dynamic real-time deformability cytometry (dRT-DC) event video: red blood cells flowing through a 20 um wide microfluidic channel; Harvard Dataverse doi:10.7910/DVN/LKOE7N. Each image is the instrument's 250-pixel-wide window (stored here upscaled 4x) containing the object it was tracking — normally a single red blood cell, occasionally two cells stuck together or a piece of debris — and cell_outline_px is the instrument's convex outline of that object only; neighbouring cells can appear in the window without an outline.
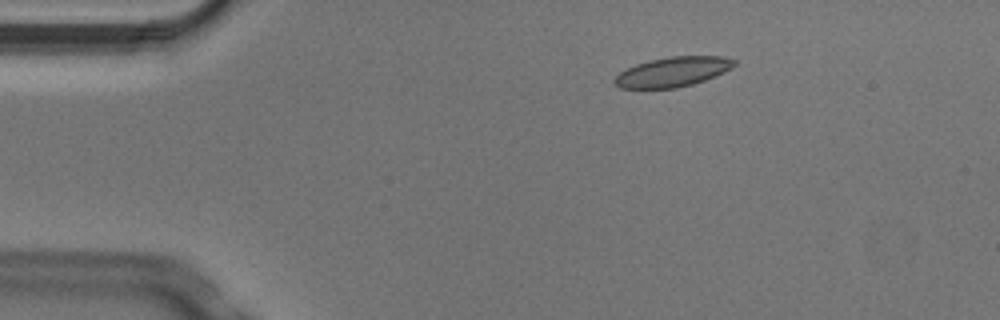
{"species": "Egyptian fruit bat (a non-hibernating species)", "species_latin": "Rousettus aegyptiacus", "temperature_condition": "cold", "stored_images_in_passage": 8, "camera_frame_rate_fps": 3000, "um_per_image_px": 0.085, "animal": {"sex": "male"}, "frame": {"image": 1, "passage_image": 3, "time_ms": 0.667, "image_size_px": [1000, 320], "cell_outline_px": [[736, 64], [732, 68], [724, 72], [704, 80], [692, 84], [676, 88], [620, 88], [612, 80], [620, 72], [636, 64], [648, 60], [668, 56], [724, 56], [736, 60]], "centroid_in_image_um": [57.2, 6.09], "position_along_channel_um": 27.8, "area_um2": 20.75}}
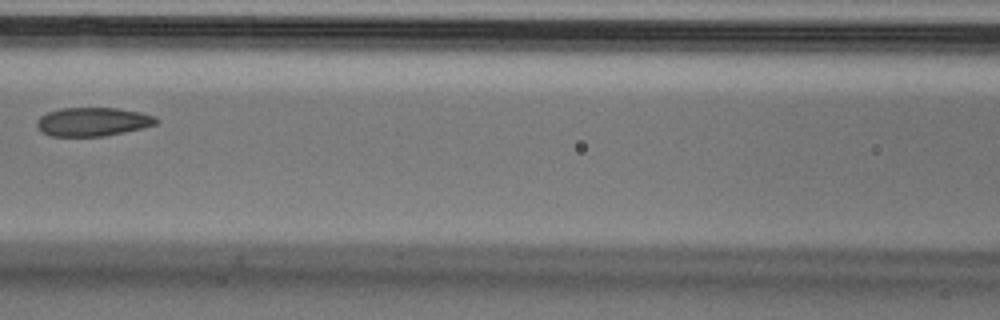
{"frame": {"image": 2, "passage_image": 7, "time_ms": 2.0, "image_size_px": [1000, 320], "cell_outline_px": [[160, 120], [156, 124], [144, 128], [104, 136], [52, 136], [40, 132], [36, 124], [36, 120], [40, 116], [48, 112], [60, 108], [116, 108], [140, 112], [156, 116]], "centroid_in_image_um": [7.89, 10.35], "position_along_channel_um": 158.7, "area_um2": 20.11}}
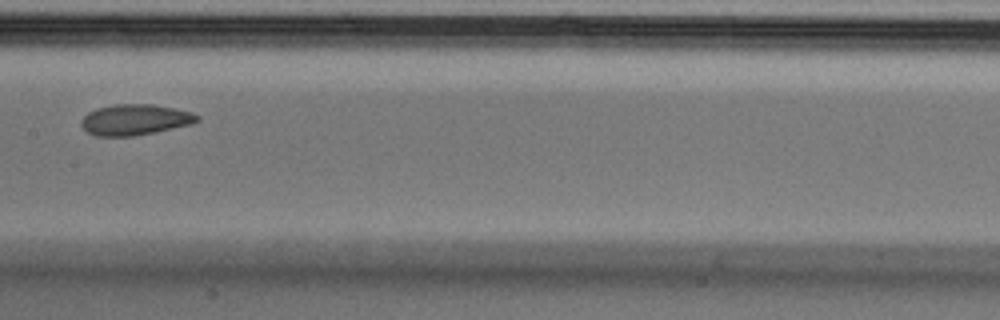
{"frame": {"image": 3, "passage_image": 8, "time_ms": 2.333, "image_size_px": [1000, 320], "cell_outline_px": [[200, 120], [192, 124], [136, 136], [96, 136], [88, 132], [80, 124], [80, 120], [88, 112], [96, 108], [116, 104], [152, 104], [192, 112], [200, 116]], "centroid_in_image_um": [11.47, 10.17], "position_along_channel_um": 195.9, "area_um2": 20.87}}